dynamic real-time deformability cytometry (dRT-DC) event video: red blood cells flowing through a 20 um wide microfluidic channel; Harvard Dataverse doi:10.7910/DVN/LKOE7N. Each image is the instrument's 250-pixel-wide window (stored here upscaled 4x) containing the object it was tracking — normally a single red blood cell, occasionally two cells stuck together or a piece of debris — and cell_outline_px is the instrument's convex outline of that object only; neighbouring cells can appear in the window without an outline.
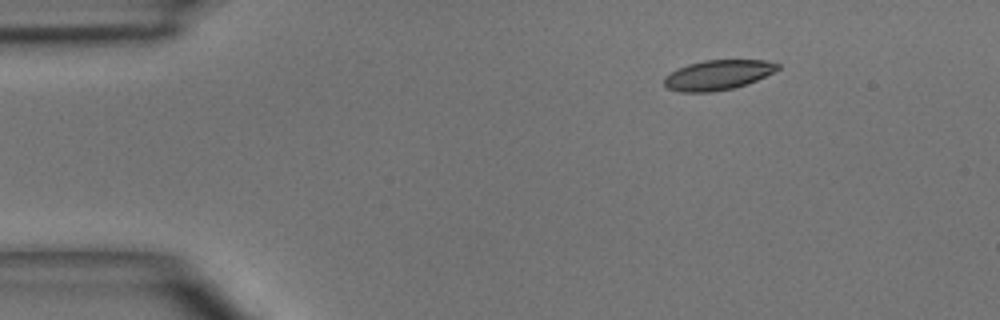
{"species": "common noctule bat (a hibernating species)", "species_latin": "Nyctalus noctula", "temperature_condition": "room temperature", "stored_images_in_passage": 3, "camera_frame_rate_fps": 3000, "um_per_image_px": 0.085, "animal": {"sex": "male", "body_mass_g": 15.6}, "frame": {"image": 1, "passage_image": 1, "time_ms": 0.0, "image_size_px": [1000, 320], "cell_outline_px": [[780, 68], [756, 80], [732, 88], [712, 92], [680, 92], [664, 88], [664, 76], [676, 68], [688, 64], [704, 60], [764, 60], [780, 64]], "centroid_in_image_um": [60.94, 6.37], "position_along_channel_um": 24.1, "area_um2": 19.77}}
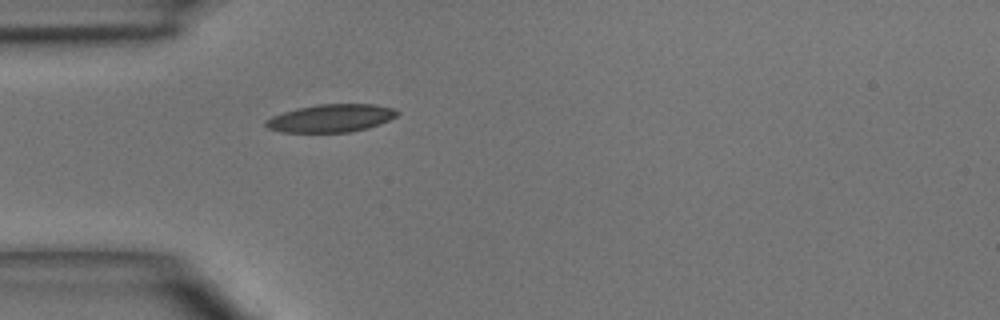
{"frame": {"image": 2, "passage_image": 3, "time_ms": 2.333, "image_size_px": [1000, 320], "cell_outline_px": [[400, 112], [396, 116], [380, 124], [368, 128], [352, 132], [280, 132], [268, 128], [264, 124], [264, 120], [272, 116], [296, 108], [316, 104], [376, 104], [392, 108]], "centroid_in_image_um": [28.12, 10.04], "position_along_channel_um": 56.9, "area_um2": 21.44}}